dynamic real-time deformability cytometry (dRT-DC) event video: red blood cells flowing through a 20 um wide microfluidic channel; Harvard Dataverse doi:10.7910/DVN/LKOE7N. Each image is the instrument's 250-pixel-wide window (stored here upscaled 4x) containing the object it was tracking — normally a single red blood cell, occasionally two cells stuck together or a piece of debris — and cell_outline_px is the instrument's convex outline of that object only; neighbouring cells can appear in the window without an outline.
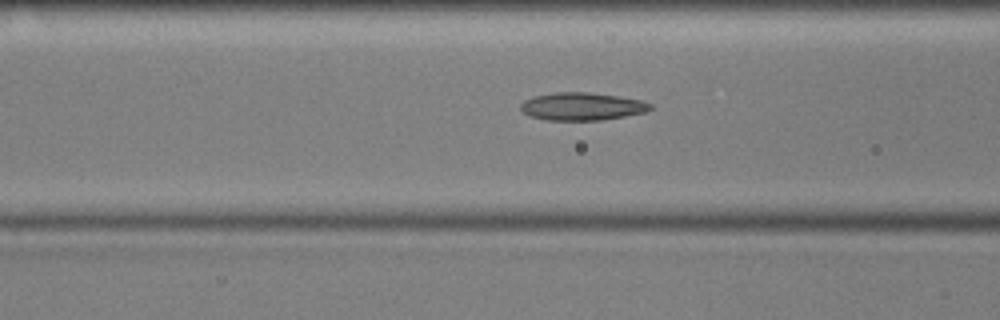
{"species": "common noctule bat (a hibernating species)", "species_latin": "Nyctalus noctula", "temperature_condition": "cold", "stored_images_in_passage": 54, "camera_frame_rate_fps": 3000, "um_per_image_px": 0.085, "animal": {"sex": "male", "body_mass_g": 17.9, "forearm_length_mm": 54.2}, "frame": {"image": 1, "passage_image": 20, "time_ms": 6.333, "image_size_px": [1000, 320], "cell_outline_px": [[652, 108], [644, 112], [624, 116], [600, 120], [544, 120], [528, 116], [520, 108], [520, 104], [524, 100], [536, 96], [556, 92], [588, 92], [616, 96], [640, 100], [652, 104]], "centroid_in_image_um": [49.43, 9.05], "position_along_channel_um": 117.2, "area_um2": 20.81}}
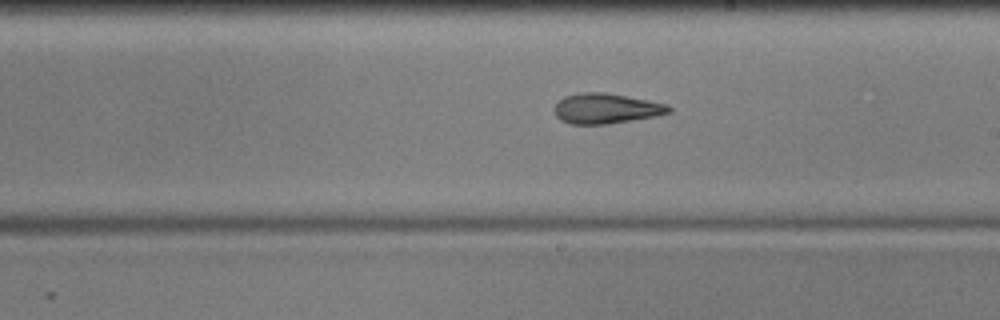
{"frame": {"image": 2, "passage_image": 30, "time_ms": 9.667, "image_size_px": [1000, 320], "cell_outline_px": [[672, 112], [656, 116], [608, 124], [572, 124], [560, 120], [556, 116], [552, 108], [564, 96], [580, 92], [604, 92], [648, 100], [668, 104], [672, 108]], "centroid_in_image_um": [51.51, 9.22], "position_along_channel_um": 237.5, "area_um2": 20.29}}
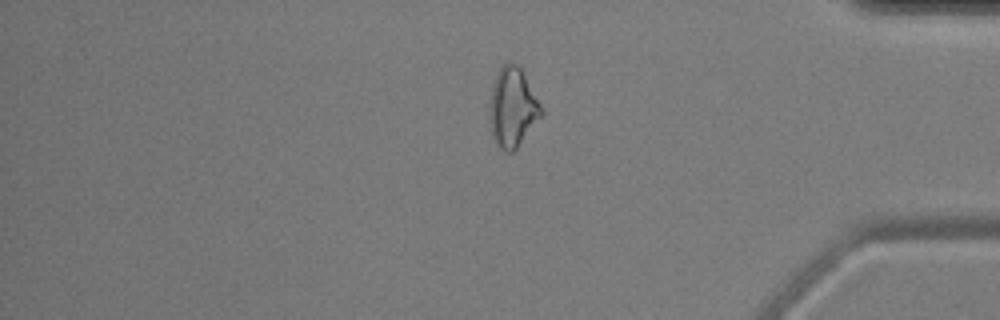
{"frame": {"image": 3, "passage_image": 45, "time_ms": 14.667, "image_size_px": [1000, 320], "cell_outline_px": [[544, 112], [516, 148], [512, 152], [504, 152], [496, 144], [492, 136], [488, 112], [488, 108], [492, 84], [500, 68], [508, 60], [512, 60], [520, 68], [540, 104]], "centroid_in_image_um": [43.52, 9.13], "position_along_channel_um": 391.7, "area_um2": 23.76}, "authors_computed_cell_mechanics": {"area_um2": 21.0392, "velocity_mm_per_s": 3.6016, "shape_relaxation_time_tau1_ms": 7.9577, "shape_relaxation_time_tau2_ms": 3.6578, "deformation_change_tau1": 0.1492, "deformation_change_tau2": 0.1213}}